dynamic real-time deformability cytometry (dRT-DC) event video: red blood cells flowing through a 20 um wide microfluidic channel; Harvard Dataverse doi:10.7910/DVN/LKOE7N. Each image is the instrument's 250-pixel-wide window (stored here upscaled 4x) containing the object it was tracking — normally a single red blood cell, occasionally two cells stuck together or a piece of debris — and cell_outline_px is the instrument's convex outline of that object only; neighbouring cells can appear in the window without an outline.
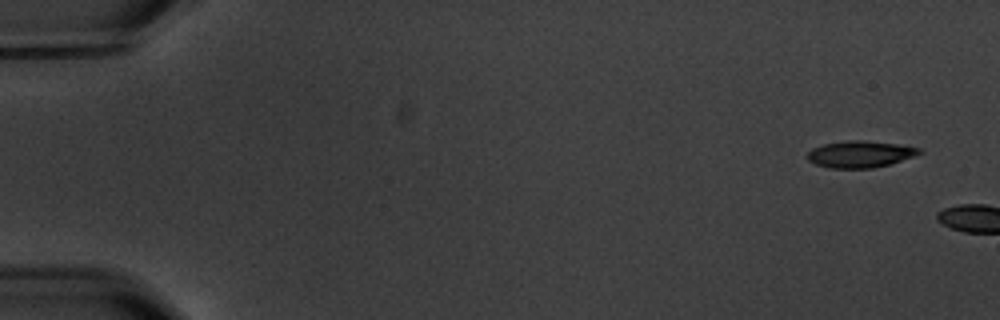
{"species": "common noctule bat (a hibernating species)", "species_latin": "Nyctalus noctula", "temperature_condition": "warm", "stored_images_in_passage": 2, "camera_frame_rate_fps": 3000, "um_per_image_px": 0.085, "animal": {"sex": "male", "body_mass_g": 20.1, "forearm_length_mm": 53.5}, "frame": {"image": 1, "passage_image": 1, "time_ms": 0.0, "image_size_px": [1000, 320], "cell_outline_px": [[924, 152], [888, 164], [872, 168], [828, 168], [816, 164], [808, 160], [808, 152], [812, 148], [824, 144], [848, 140], [864, 140], [900, 144], [920, 148]], "centroid_in_image_um": [73.1, 13.09], "position_along_channel_um": 11.9, "area_um2": 17.28}}